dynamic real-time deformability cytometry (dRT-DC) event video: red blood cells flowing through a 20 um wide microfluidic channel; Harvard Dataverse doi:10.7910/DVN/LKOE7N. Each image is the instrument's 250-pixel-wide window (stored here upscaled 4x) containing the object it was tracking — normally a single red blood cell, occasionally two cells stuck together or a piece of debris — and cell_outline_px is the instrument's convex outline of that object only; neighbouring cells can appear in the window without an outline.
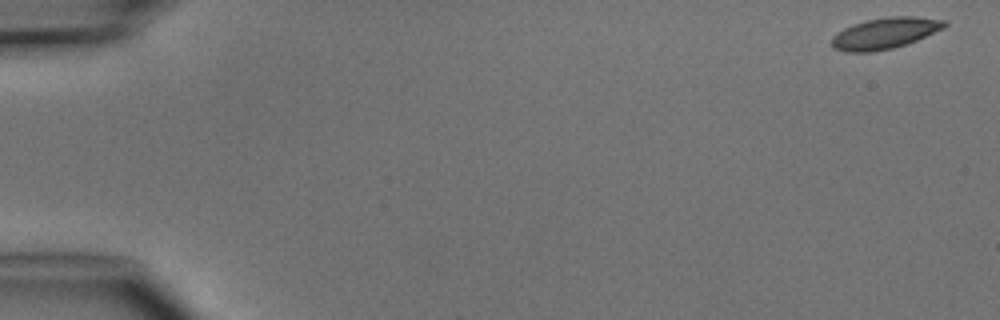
{"species": "common noctule bat (a hibernating species)", "species_latin": "Nyctalus noctula", "temperature_condition": "cold", "stored_images_in_passage": 4, "camera_frame_rate_fps": 3000, "um_per_image_px": 0.085, "animal": {"sex": "male", "body_mass_g": 15.6}, "frame": {"image": 1, "passage_image": 1, "time_ms": 0.0, "image_size_px": [1000, 320], "cell_outline_px": [[948, 24], [944, 28], [916, 40], [892, 48], [872, 52], [844, 52], [832, 48], [832, 36], [836, 32], [852, 24], [868, 20], [888, 16], [916, 16], [948, 20]], "centroid_in_image_um": [75.21, 2.82], "position_along_channel_um": 9.8, "area_um2": 20.58}}